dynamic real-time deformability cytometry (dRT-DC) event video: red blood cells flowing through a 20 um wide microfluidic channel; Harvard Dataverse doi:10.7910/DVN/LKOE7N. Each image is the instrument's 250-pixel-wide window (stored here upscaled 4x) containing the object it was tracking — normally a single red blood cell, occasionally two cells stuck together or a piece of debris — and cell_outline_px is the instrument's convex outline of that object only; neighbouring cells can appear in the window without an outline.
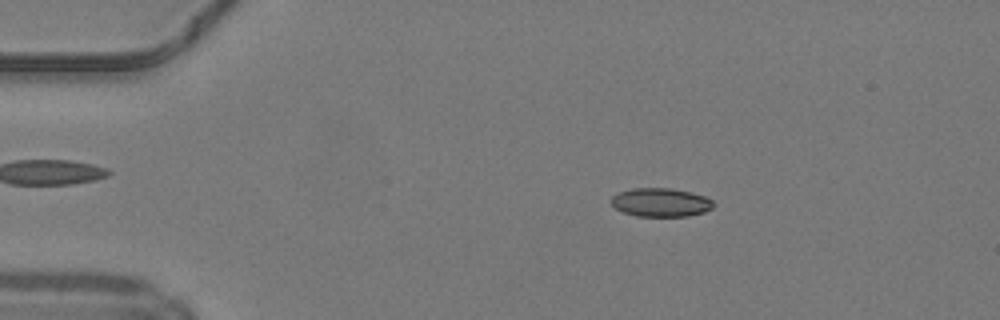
{"species": "common noctule bat (a hibernating species)", "species_latin": "Nyctalus noctula", "temperature_condition": "warm", "stored_images_in_passage": 45, "camera_frame_rate_fps": 3000, "um_per_image_px": 0.085, "animal": {"sex": "male", "body_mass_g": 19.2, "forearm_length_mm": 51.8}, "frame": {"image": 1, "passage_image": 5, "time_ms": 1.333, "image_size_px": [1000, 320], "cell_outline_px": [[712, 208], [704, 212], [688, 216], [636, 216], [624, 212], [616, 208], [612, 204], [612, 196], [620, 192], [632, 188], [672, 188], [704, 196], [712, 200]], "centroid_in_image_um": [56.15, 17.2], "position_along_channel_um": 28.8, "area_um2": 16.82}}
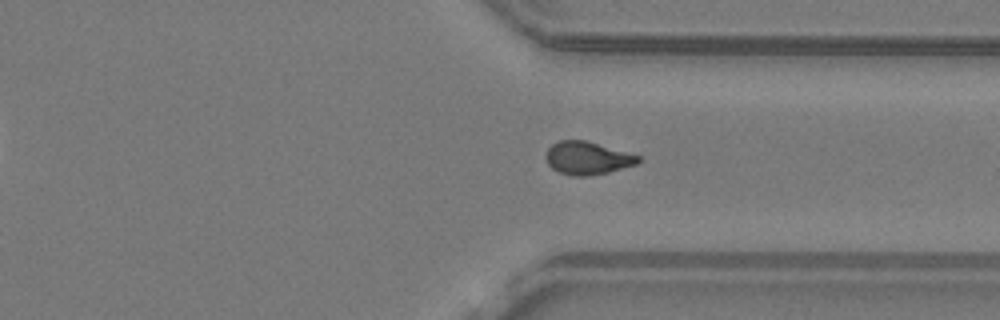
{"frame": {"image": 2, "passage_image": 33, "time_ms": 10.667, "image_size_px": [1000, 320], "cell_outline_px": [[640, 160], [636, 164], [608, 172], [588, 176], [572, 176], [560, 172], [552, 168], [548, 164], [548, 148], [552, 144], [560, 140], [584, 140], [640, 156]], "centroid_in_image_um": [49.93, 13.44], "position_along_channel_um": 361.5, "area_um2": 17.28}}
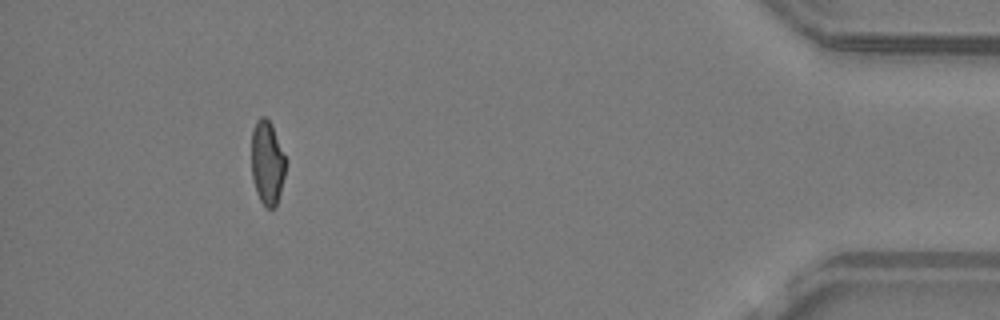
{"frame": {"image": 3, "passage_image": 41, "time_ms": 13.333, "image_size_px": [1000, 320], "cell_outline_px": [[288, 160], [276, 208], [268, 208], [260, 200], [256, 192], [252, 176], [252, 132], [256, 120], [260, 116], [264, 116], [272, 124]], "centroid_in_image_um": [22.74, 13.81], "position_along_channel_um": 412.5, "area_um2": 16.99}, "authors_computed_cell_mechanics": {"area_um2": 17.3978, "velocity_mm_per_s": 4.2305, "shape_relaxation_time_tau1_ms": null, "shape_relaxation_time_tau2_ms": 1.5561, "deformation_change_tau1": null, "deformation_change_tau2": 0.0779}}